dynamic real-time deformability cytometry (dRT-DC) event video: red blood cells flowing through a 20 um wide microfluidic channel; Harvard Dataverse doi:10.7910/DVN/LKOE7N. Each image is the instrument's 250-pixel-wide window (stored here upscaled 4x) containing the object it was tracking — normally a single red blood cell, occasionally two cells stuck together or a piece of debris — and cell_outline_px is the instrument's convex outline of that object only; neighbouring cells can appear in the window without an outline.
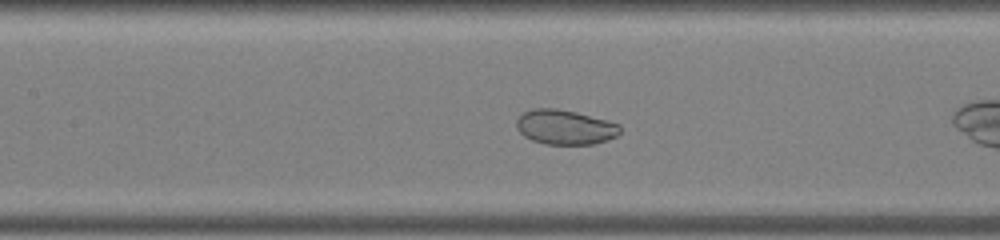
{"species": "common noctule bat (a hibernating species)", "species_latin": "Nyctalus noctula", "temperature_condition": "warm", "stored_images_in_passage": 30, "camera_frame_rate_fps": 3000, "um_per_image_px": 0.085, "animal": {"sex": "male", "body_mass_g": 19.0, "forearm_length_mm": 50.8}, "frame": {"image": 1, "passage_image": 9, "time_ms": 2.667, "image_size_px": [1000, 240], "cell_outline_px": [[620, 132], [616, 136], [608, 140], [592, 144], [544, 144], [532, 140], [524, 136], [516, 128], [516, 120], [524, 112], [532, 108], [556, 108], [576, 112], [620, 124]], "centroid_in_image_um": [48.01, 10.81], "position_along_channel_um": 159.4, "area_um2": 20.92}}
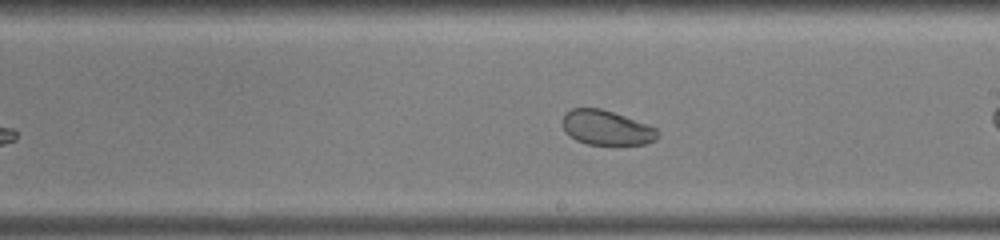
{"frame": {"image": 2, "passage_image": 15, "time_ms": 4.667, "image_size_px": [1000, 240], "cell_outline_px": [[660, 136], [656, 140], [644, 144], [588, 144], [576, 140], [564, 132], [560, 120], [564, 112], [572, 108], [600, 108], [624, 116], [656, 128], [660, 132]], "centroid_in_image_um": [51.5, 10.85], "position_along_channel_um": 237.5, "area_um2": 19.36}}
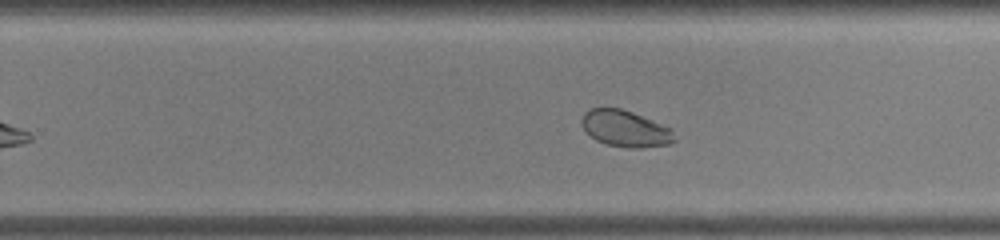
{"frame": {"image": 3, "passage_image": 18, "time_ms": 5.667, "image_size_px": [1000, 240], "cell_outline_px": [[676, 140], [672, 144], [640, 148], [628, 148], [608, 144], [596, 140], [580, 124], [580, 120], [584, 112], [592, 108], [620, 108], [632, 112], [672, 128]], "centroid_in_image_um": [53.18, 10.94], "position_along_channel_um": 276.6, "area_um2": 19.71}, "authors_computed_cell_mechanics": {"area_um2": 21.8773, "velocity_mm_per_s": 3.9178, "shape_relaxation_time_tau1_ms": 4.8608, "shape_relaxation_time_tau2_ms": null, "deformation_change_tau1": 0.0747, "deformation_change_tau2": null}}